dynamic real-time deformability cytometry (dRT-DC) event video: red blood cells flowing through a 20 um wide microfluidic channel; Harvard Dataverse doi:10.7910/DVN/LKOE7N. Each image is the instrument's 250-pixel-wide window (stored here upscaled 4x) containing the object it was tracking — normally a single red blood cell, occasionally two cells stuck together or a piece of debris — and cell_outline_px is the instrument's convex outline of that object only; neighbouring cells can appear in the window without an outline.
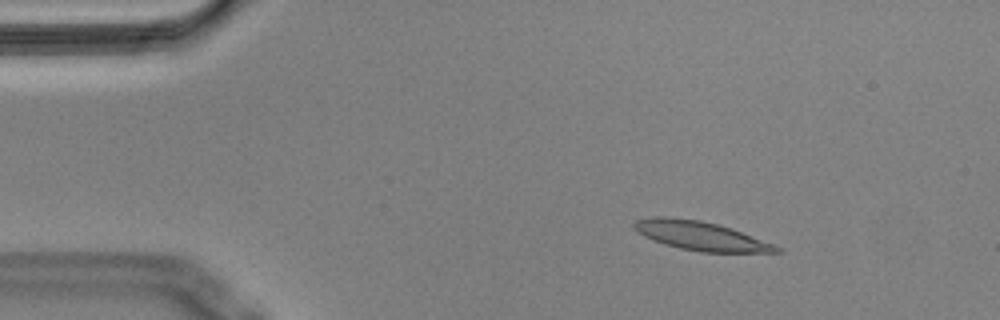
{"species": "Egyptian fruit bat (a non-hibernating species)", "species_latin": "Rousettus aegyptiacus", "temperature_condition": "cold", "stored_images_in_passage": 55, "camera_frame_rate_fps": 3000, "um_per_image_px": 0.085, "animal": {"sex": "male"}, "frame": {"image": 1, "passage_image": 7, "time_ms": 2.0, "image_size_px": [1000, 320], "cell_outline_px": [[784, 252], [700, 252], [680, 248], [664, 244], [652, 240], [636, 232], [632, 228], [632, 224], [636, 220], [648, 216], [668, 216], [700, 220], [732, 228], [772, 244], [780, 248]], "centroid_in_image_um": [59.46, 20.03], "position_along_channel_um": 25.5, "area_um2": 24.04}}
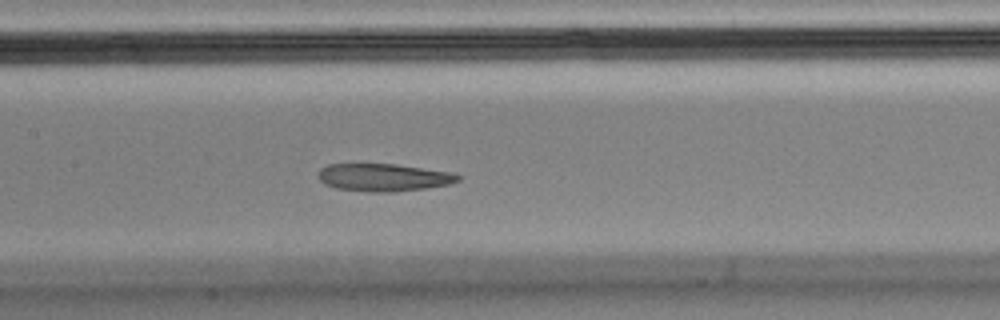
{"frame": {"image": 2, "passage_image": 25, "time_ms": 8.0, "image_size_px": [1000, 320], "cell_outline_px": [[460, 180], [452, 184], [396, 192], [368, 192], [336, 188], [324, 184], [316, 176], [320, 168], [328, 164], [396, 164], [452, 172], [460, 176]], "centroid_in_image_um": [32.59, 15.08], "position_along_channel_um": 174.8, "area_um2": 22.72}}
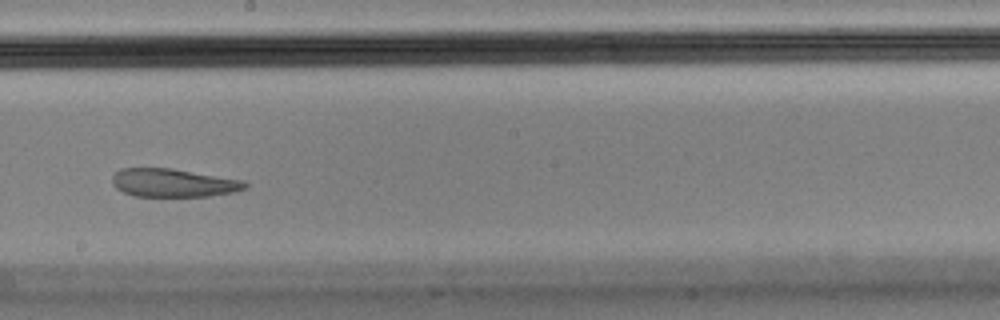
{"frame": {"image": 3, "passage_image": 30, "time_ms": 9.667, "image_size_px": [1000, 320], "cell_outline_px": [[248, 188], [236, 192], [208, 196], [136, 196], [124, 192], [116, 188], [112, 184], [112, 176], [120, 168], [172, 168], [244, 180], [248, 184]], "centroid_in_image_um": [14.76, 15.54], "position_along_channel_um": 233.4, "area_um2": 22.02}, "authors_computed_cell_mechanics": {"area_um2": 24.1604, "velocity_mm_per_s": 3.5316, "shape_relaxation_time_tau1_ms": null, "shape_relaxation_time_tau2_ms": 1.5634, "deformation_change_tau1": null, "deformation_change_tau2": 0.0821}}